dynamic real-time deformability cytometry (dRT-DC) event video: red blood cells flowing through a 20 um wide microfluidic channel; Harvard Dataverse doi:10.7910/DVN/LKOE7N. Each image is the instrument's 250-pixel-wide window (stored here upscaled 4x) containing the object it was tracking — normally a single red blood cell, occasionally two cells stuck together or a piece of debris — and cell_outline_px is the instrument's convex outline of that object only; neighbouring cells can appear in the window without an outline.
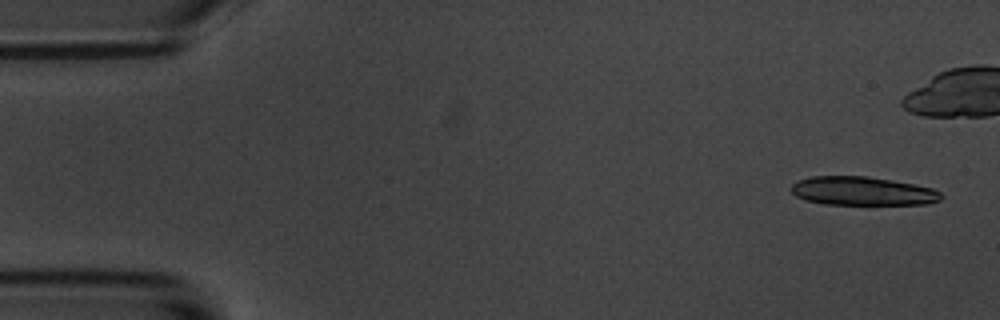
{"species": "common noctule bat (a hibernating species)", "species_latin": "Nyctalus noctula", "temperature_condition": "room temperature", "stored_images_in_passage": 16, "camera_frame_rate_fps": 3000, "um_per_image_px": 0.085, "animal": {"sex": "male", "body_mass_g": 20.1, "forearm_length_mm": 53.5}, "frame": {"image": 1, "passage_image": 1, "time_ms": 0.0, "image_size_px": [1000, 320], "cell_outline_px": [[944, 196], [940, 200], [928, 204], [824, 204], [804, 200], [796, 196], [788, 188], [792, 184], [800, 180], [812, 176], [868, 176], [912, 184], [932, 188], [940, 192]], "centroid_in_image_um": [73.29, 16.24], "position_along_channel_um": 11.7, "area_um2": 25.03}, "authors_computed_cell_mechanics": {"area_um2": 17.8602, "velocity_mm_per_s": 3.4885, "shape_relaxation_time_tau1_ms": 2.9182, "shape_relaxation_time_tau2_ms": 8.5281, "deformation_change_tau1": 0.1155, "deformation_change_tau2": 0.1658}}